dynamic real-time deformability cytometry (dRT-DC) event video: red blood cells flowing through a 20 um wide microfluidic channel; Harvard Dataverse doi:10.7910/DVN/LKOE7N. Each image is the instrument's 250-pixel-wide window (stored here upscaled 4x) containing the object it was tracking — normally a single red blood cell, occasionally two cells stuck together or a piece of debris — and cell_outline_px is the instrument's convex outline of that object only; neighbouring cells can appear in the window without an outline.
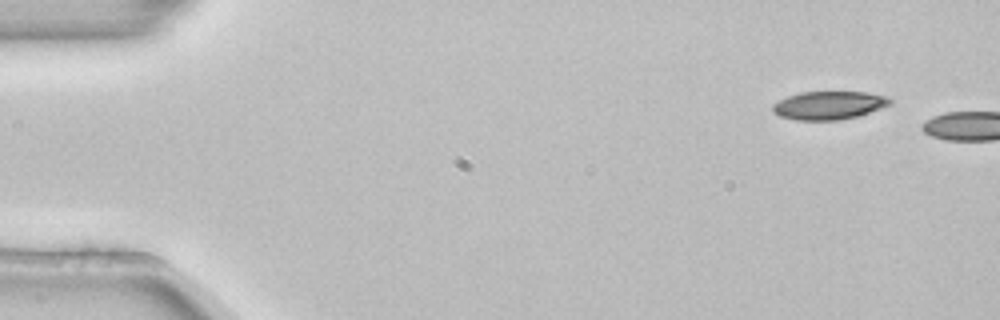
{"species": "common noctule bat (a hibernating species)", "species_latin": "Nyctalus noctula", "temperature_condition": "room temperature", "stored_images_in_passage": 2, "camera_frame_rate_fps": 3000, "um_per_image_px": 0.085, "animal": {"sex": "female", "body_mass_g": 22.7, "forearm_length_mm": 54.2}, "frame": {"image": 1, "passage_image": 1, "time_ms": 0.0, "image_size_px": [1000, 320], "cell_outline_px": [[892, 104], [856, 116], [840, 120], [796, 120], [780, 116], [772, 112], [772, 104], [788, 96], [800, 92], [868, 92], [888, 96], [892, 100]], "centroid_in_image_um": [70.45, 8.94], "position_along_channel_um": 14.5, "area_um2": 19.31}}